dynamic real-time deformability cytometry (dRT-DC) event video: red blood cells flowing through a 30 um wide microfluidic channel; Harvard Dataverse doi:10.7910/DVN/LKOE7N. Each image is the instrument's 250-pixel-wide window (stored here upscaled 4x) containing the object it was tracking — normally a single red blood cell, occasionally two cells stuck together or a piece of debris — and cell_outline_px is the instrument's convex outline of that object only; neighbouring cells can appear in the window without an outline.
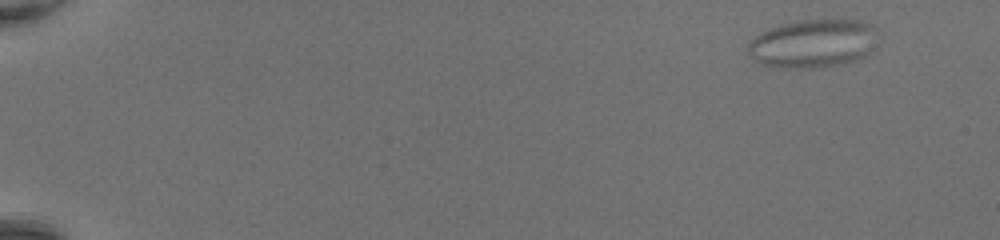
{"species": "common noctule bat (a hibernating species)", "species_latin": "Nyctalus noctula", "temperature_condition": "room temperature", "stored_images_in_passage": 48, "camera_frame_rate_fps": 3000, "um_per_image_px": 0.085, "animal": {"sex": "female", "body_mass_g": 20.0, "forearm_length_mm": 54.0}, "frame": {"image": 1, "passage_image": 1, "time_ms": 0.0, "image_size_px": [1000, 240], "cell_outline_px": [[880, 36], [868, 52], [864, 56], [840, 64], [808, 68], [764, 64], [756, 60], [748, 52], [748, 44], [756, 36], [772, 28], [784, 24], [800, 20], [856, 20], [872, 24], [876, 28]], "centroid_in_image_um": [69.18, 3.67], "position_along_channel_um": 15.8, "area_um2": 35.72}}
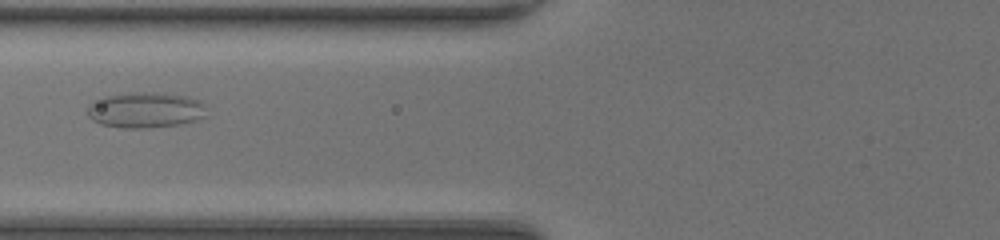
{"frame": {"image": 2, "passage_image": 20, "time_ms": 6.333, "image_size_px": [1000, 240], "cell_outline_px": [[204, 116], [196, 120], [180, 124], [144, 128], [124, 128], [100, 124], [92, 120], [88, 116], [88, 104], [104, 96], [136, 92], [164, 92], [184, 96], [196, 100], [204, 104]], "centroid_in_image_um": [12.32, 9.35], "position_along_channel_um": 113.5, "area_um2": 24.62}}
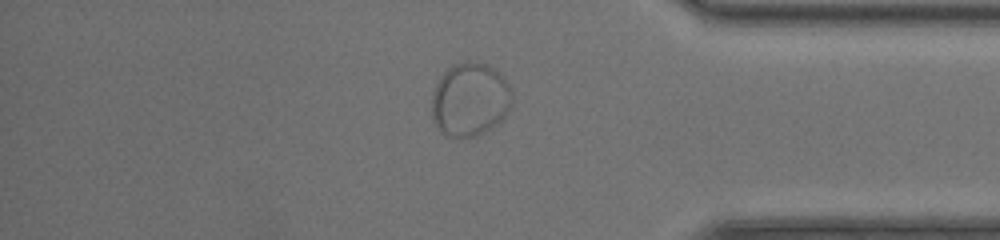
{"frame": {"image": 3, "passage_image": 41, "time_ms": 13.333, "image_size_px": [1000, 240], "cell_outline_px": [[512, 100], [508, 112], [492, 128], [476, 136], [448, 136], [440, 132], [432, 120], [432, 96], [436, 84], [440, 76], [452, 64], [468, 60], [484, 64], [500, 72], [504, 76], [512, 92]], "centroid_in_image_um": [39.94, 8.44], "position_along_channel_um": 395.3, "area_um2": 34.56}}